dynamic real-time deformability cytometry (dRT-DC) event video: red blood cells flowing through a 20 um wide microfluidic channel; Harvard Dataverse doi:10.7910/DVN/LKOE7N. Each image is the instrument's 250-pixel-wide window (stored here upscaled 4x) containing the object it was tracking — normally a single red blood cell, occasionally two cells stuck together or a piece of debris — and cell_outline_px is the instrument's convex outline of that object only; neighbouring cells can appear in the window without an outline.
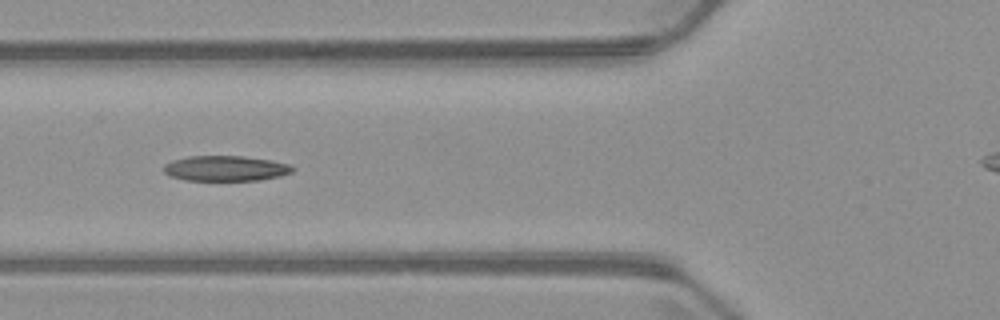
{"species": "common noctule bat (a hibernating species)", "species_latin": "Nyctalus noctula", "temperature_condition": "warm", "stored_images_in_passage": 6, "camera_frame_rate_fps": 3000, "um_per_image_px": 0.085, "animal": {"sex": "male", "body_mass_g": 23.1, "forearm_length_mm": 52.7}, "frame": {"image": 1, "passage_image": 5, "time_ms": 5.333, "image_size_px": [1000, 320], "cell_outline_px": [[296, 168], [292, 172], [280, 176], [260, 180], [184, 180], [168, 176], [164, 172], [164, 164], [172, 160], [188, 156], [244, 156], [272, 160], [292, 164]], "centroid_in_image_um": [19.2, 14.31], "position_along_channel_um": 106.6, "area_um2": 19.25}}
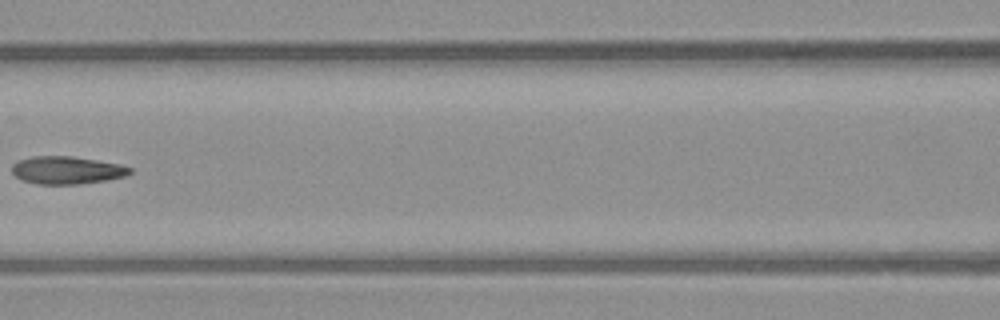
{"frame": {"image": 2, "passage_image": 6, "time_ms": 6.667, "image_size_px": [1000, 320], "cell_outline_px": [[132, 172], [124, 176], [108, 180], [80, 184], [36, 184], [20, 180], [12, 172], [12, 164], [20, 160], [32, 156], [72, 156], [120, 164], [132, 168]], "centroid_in_image_um": [5.67, 14.47], "position_along_channel_um": 160.9, "area_um2": 19.13}}